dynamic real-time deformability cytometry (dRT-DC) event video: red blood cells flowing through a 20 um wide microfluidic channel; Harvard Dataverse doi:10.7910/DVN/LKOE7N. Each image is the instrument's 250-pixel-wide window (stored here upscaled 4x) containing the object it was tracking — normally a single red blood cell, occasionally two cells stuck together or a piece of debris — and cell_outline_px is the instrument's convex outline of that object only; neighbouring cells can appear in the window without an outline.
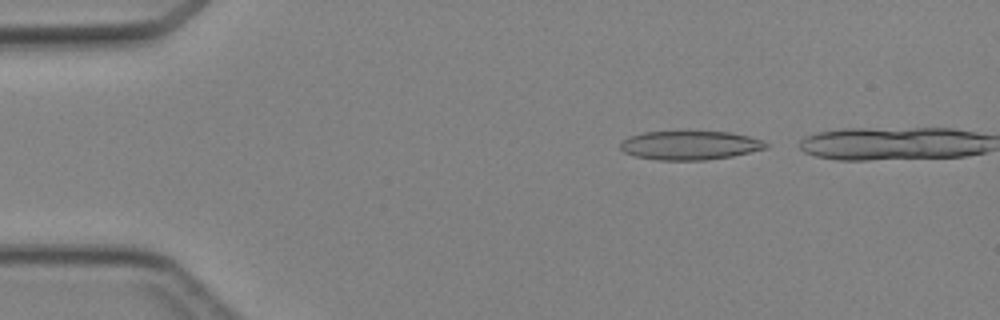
{"species": "Egyptian fruit bat (a non-hibernating species)", "species_latin": "Rousettus aegyptiacus", "temperature_condition": "cold", "stored_images_in_passage": 4, "camera_frame_rate_fps": 3000, "um_per_image_px": 0.085, "animal": {"sex": "female"}, "frame": {"image": 1, "passage_image": 1, "time_ms": 0.0, "image_size_px": [1000, 320], "cell_outline_px": [[768, 148], [732, 156], [704, 160], [656, 160], [636, 156], [624, 152], [620, 148], [620, 144], [628, 136], [644, 132], [732, 132], [764, 140], [768, 144]], "centroid_in_image_um": [58.66, 12.35], "position_along_channel_um": 26.3, "area_um2": 24.45}}